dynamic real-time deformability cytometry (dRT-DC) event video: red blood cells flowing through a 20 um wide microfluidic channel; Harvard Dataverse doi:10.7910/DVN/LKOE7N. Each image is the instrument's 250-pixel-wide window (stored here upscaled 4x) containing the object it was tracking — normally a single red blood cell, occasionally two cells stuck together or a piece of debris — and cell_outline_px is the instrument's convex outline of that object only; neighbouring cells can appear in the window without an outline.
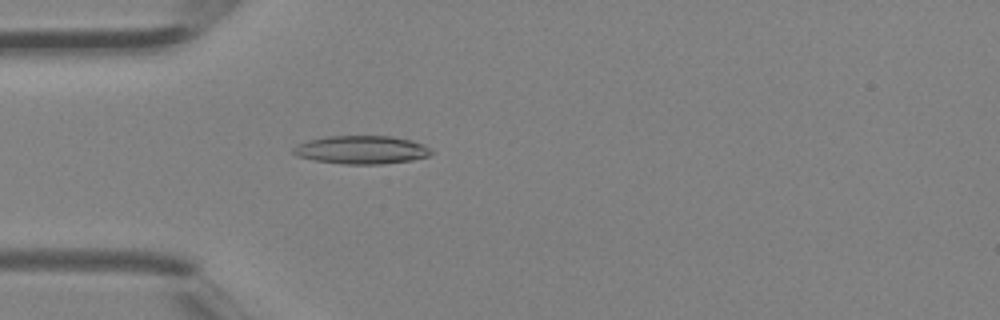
{"species": "Egyptian fruit bat (a non-hibernating species)", "species_latin": "Rousettus aegyptiacus", "temperature_condition": "room temperature", "stored_images_in_passage": 1, "camera_frame_rate_fps": 3000, "um_per_image_px": 0.085, "animal": {"sex": "female"}, "frame": {"image": 1, "passage_image": 1, "time_ms": 0.0, "image_size_px": [1000, 320], "cell_outline_px": [[432, 152], [428, 156], [412, 160], [384, 164], [344, 164], [312, 160], [296, 156], [292, 152], [292, 148], [296, 144], [308, 140], [328, 136], [392, 136], [412, 140], [424, 144]], "centroid_in_image_um": [30.69, 12.73], "position_along_channel_um": 54.3, "area_um2": 22.89}}